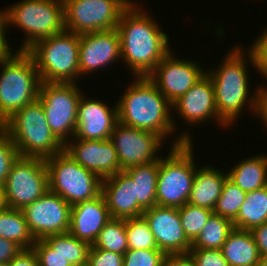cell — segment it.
Instances as JSON below:
<instances>
[{"label":"cell","mask_w":267,"mask_h":266,"mask_svg":"<svg viewBox=\"0 0 267 266\" xmlns=\"http://www.w3.org/2000/svg\"><path fill=\"white\" fill-rule=\"evenodd\" d=\"M139 4L133 1L121 14L117 30L121 61L132 71L133 77H148L171 51V46L168 35Z\"/></svg>","instance_id":"obj_1"},{"label":"cell","mask_w":267,"mask_h":266,"mask_svg":"<svg viewBox=\"0 0 267 266\" xmlns=\"http://www.w3.org/2000/svg\"><path fill=\"white\" fill-rule=\"evenodd\" d=\"M178 212L185 235L191 242L202 231V228L213 213L210 209L198 207L190 203H186L178 208Z\"/></svg>","instance_id":"obj_34"},{"label":"cell","mask_w":267,"mask_h":266,"mask_svg":"<svg viewBox=\"0 0 267 266\" xmlns=\"http://www.w3.org/2000/svg\"><path fill=\"white\" fill-rule=\"evenodd\" d=\"M91 246L109 252L125 254L128 250L125 219L111 218L104 225Z\"/></svg>","instance_id":"obj_31"},{"label":"cell","mask_w":267,"mask_h":266,"mask_svg":"<svg viewBox=\"0 0 267 266\" xmlns=\"http://www.w3.org/2000/svg\"><path fill=\"white\" fill-rule=\"evenodd\" d=\"M191 137L188 131L177 136L171 143L169 154L159 159L156 205L180 208L188 203L198 168Z\"/></svg>","instance_id":"obj_4"},{"label":"cell","mask_w":267,"mask_h":266,"mask_svg":"<svg viewBox=\"0 0 267 266\" xmlns=\"http://www.w3.org/2000/svg\"><path fill=\"white\" fill-rule=\"evenodd\" d=\"M22 212L35 240L69 232L71 205L50 191L25 206Z\"/></svg>","instance_id":"obj_14"},{"label":"cell","mask_w":267,"mask_h":266,"mask_svg":"<svg viewBox=\"0 0 267 266\" xmlns=\"http://www.w3.org/2000/svg\"><path fill=\"white\" fill-rule=\"evenodd\" d=\"M118 123L117 104L109 107L99 99L81 96L78 104L75 139L106 140Z\"/></svg>","instance_id":"obj_20"},{"label":"cell","mask_w":267,"mask_h":266,"mask_svg":"<svg viewBox=\"0 0 267 266\" xmlns=\"http://www.w3.org/2000/svg\"><path fill=\"white\" fill-rule=\"evenodd\" d=\"M48 191V170L45 159L19 156L12 164L4 183L6 206L22 210Z\"/></svg>","instance_id":"obj_12"},{"label":"cell","mask_w":267,"mask_h":266,"mask_svg":"<svg viewBox=\"0 0 267 266\" xmlns=\"http://www.w3.org/2000/svg\"><path fill=\"white\" fill-rule=\"evenodd\" d=\"M128 250L158 249L154 235L143 216L125 219Z\"/></svg>","instance_id":"obj_33"},{"label":"cell","mask_w":267,"mask_h":266,"mask_svg":"<svg viewBox=\"0 0 267 266\" xmlns=\"http://www.w3.org/2000/svg\"><path fill=\"white\" fill-rule=\"evenodd\" d=\"M142 216L154 235L158 249L165 255L189 253L191 241L185 235L178 208L155 205Z\"/></svg>","instance_id":"obj_16"},{"label":"cell","mask_w":267,"mask_h":266,"mask_svg":"<svg viewBox=\"0 0 267 266\" xmlns=\"http://www.w3.org/2000/svg\"><path fill=\"white\" fill-rule=\"evenodd\" d=\"M265 222H267V186L247 192L233 226L251 231Z\"/></svg>","instance_id":"obj_27"},{"label":"cell","mask_w":267,"mask_h":266,"mask_svg":"<svg viewBox=\"0 0 267 266\" xmlns=\"http://www.w3.org/2000/svg\"><path fill=\"white\" fill-rule=\"evenodd\" d=\"M1 127L21 157L45 159L64 150V145L52 133L38 99L16 111Z\"/></svg>","instance_id":"obj_7"},{"label":"cell","mask_w":267,"mask_h":266,"mask_svg":"<svg viewBox=\"0 0 267 266\" xmlns=\"http://www.w3.org/2000/svg\"><path fill=\"white\" fill-rule=\"evenodd\" d=\"M78 86L77 83H40L38 100L52 133L63 145L74 137L76 130L78 104L83 92Z\"/></svg>","instance_id":"obj_10"},{"label":"cell","mask_w":267,"mask_h":266,"mask_svg":"<svg viewBox=\"0 0 267 266\" xmlns=\"http://www.w3.org/2000/svg\"><path fill=\"white\" fill-rule=\"evenodd\" d=\"M243 49L237 43L236 46L229 49L230 52L228 51L222 63L217 65L218 67L206 69V73L213 82L216 110L219 118L228 127H232L234 122L241 117L243 110H252L251 112L254 115L257 111L260 86H257V90L252 91L253 93L250 95L252 89H250L251 82H249V69H247V61L249 60L251 66L257 70L256 58L250 47L248 52L245 50L247 54Z\"/></svg>","instance_id":"obj_2"},{"label":"cell","mask_w":267,"mask_h":266,"mask_svg":"<svg viewBox=\"0 0 267 266\" xmlns=\"http://www.w3.org/2000/svg\"><path fill=\"white\" fill-rule=\"evenodd\" d=\"M233 229L231 220L212 213L202 231L191 242V249H221Z\"/></svg>","instance_id":"obj_29"},{"label":"cell","mask_w":267,"mask_h":266,"mask_svg":"<svg viewBox=\"0 0 267 266\" xmlns=\"http://www.w3.org/2000/svg\"><path fill=\"white\" fill-rule=\"evenodd\" d=\"M64 151L101 179L120 171L118 155L110 139L84 140L73 137L64 145Z\"/></svg>","instance_id":"obj_19"},{"label":"cell","mask_w":267,"mask_h":266,"mask_svg":"<svg viewBox=\"0 0 267 266\" xmlns=\"http://www.w3.org/2000/svg\"><path fill=\"white\" fill-rule=\"evenodd\" d=\"M256 115L264 123L263 127L267 129V85L265 83L259 87Z\"/></svg>","instance_id":"obj_45"},{"label":"cell","mask_w":267,"mask_h":266,"mask_svg":"<svg viewBox=\"0 0 267 266\" xmlns=\"http://www.w3.org/2000/svg\"><path fill=\"white\" fill-rule=\"evenodd\" d=\"M125 171L135 183V198L138 204L144 210L155 206L159 159L148 164L128 168Z\"/></svg>","instance_id":"obj_26"},{"label":"cell","mask_w":267,"mask_h":266,"mask_svg":"<svg viewBox=\"0 0 267 266\" xmlns=\"http://www.w3.org/2000/svg\"><path fill=\"white\" fill-rule=\"evenodd\" d=\"M172 110L179 115L184 123L194 126V124L204 123V121H216L218 126L228 128L219 118L216 110L214 86L211 78L206 73L188 92L172 103Z\"/></svg>","instance_id":"obj_18"},{"label":"cell","mask_w":267,"mask_h":266,"mask_svg":"<svg viewBox=\"0 0 267 266\" xmlns=\"http://www.w3.org/2000/svg\"><path fill=\"white\" fill-rule=\"evenodd\" d=\"M119 59L121 60V46L117 29L80 35V77L111 66L114 62L116 64Z\"/></svg>","instance_id":"obj_17"},{"label":"cell","mask_w":267,"mask_h":266,"mask_svg":"<svg viewBox=\"0 0 267 266\" xmlns=\"http://www.w3.org/2000/svg\"><path fill=\"white\" fill-rule=\"evenodd\" d=\"M261 257L267 256V222L251 230Z\"/></svg>","instance_id":"obj_44"},{"label":"cell","mask_w":267,"mask_h":266,"mask_svg":"<svg viewBox=\"0 0 267 266\" xmlns=\"http://www.w3.org/2000/svg\"><path fill=\"white\" fill-rule=\"evenodd\" d=\"M117 104L118 122L122 125L150 131L169 140L176 122L172 118L171 102L148 77H135ZM169 135V136H168ZM168 136V137H167Z\"/></svg>","instance_id":"obj_3"},{"label":"cell","mask_w":267,"mask_h":266,"mask_svg":"<svg viewBox=\"0 0 267 266\" xmlns=\"http://www.w3.org/2000/svg\"><path fill=\"white\" fill-rule=\"evenodd\" d=\"M2 10L3 9L0 10V56H2L8 50V47L4 39V24H3Z\"/></svg>","instance_id":"obj_46"},{"label":"cell","mask_w":267,"mask_h":266,"mask_svg":"<svg viewBox=\"0 0 267 266\" xmlns=\"http://www.w3.org/2000/svg\"><path fill=\"white\" fill-rule=\"evenodd\" d=\"M21 250L17 243L0 237V264L7 265Z\"/></svg>","instance_id":"obj_41"},{"label":"cell","mask_w":267,"mask_h":266,"mask_svg":"<svg viewBox=\"0 0 267 266\" xmlns=\"http://www.w3.org/2000/svg\"><path fill=\"white\" fill-rule=\"evenodd\" d=\"M0 126L16 111L38 99L40 77L26 50L0 56Z\"/></svg>","instance_id":"obj_5"},{"label":"cell","mask_w":267,"mask_h":266,"mask_svg":"<svg viewBox=\"0 0 267 266\" xmlns=\"http://www.w3.org/2000/svg\"><path fill=\"white\" fill-rule=\"evenodd\" d=\"M161 266H196V264L190 253H183L165 255Z\"/></svg>","instance_id":"obj_43"},{"label":"cell","mask_w":267,"mask_h":266,"mask_svg":"<svg viewBox=\"0 0 267 266\" xmlns=\"http://www.w3.org/2000/svg\"><path fill=\"white\" fill-rule=\"evenodd\" d=\"M247 192L243 191L229 178L226 179L222 193L217 199L213 213L218 214L232 222L237 218L241 205L245 201Z\"/></svg>","instance_id":"obj_32"},{"label":"cell","mask_w":267,"mask_h":266,"mask_svg":"<svg viewBox=\"0 0 267 266\" xmlns=\"http://www.w3.org/2000/svg\"><path fill=\"white\" fill-rule=\"evenodd\" d=\"M176 57L174 51H170L148 76L171 104L206 74L198 62Z\"/></svg>","instance_id":"obj_15"},{"label":"cell","mask_w":267,"mask_h":266,"mask_svg":"<svg viewBox=\"0 0 267 266\" xmlns=\"http://www.w3.org/2000/svg\"><path fill=\"white\" fill-rule=\"evenodd\" d=\"M228 174L214 166H200L196 169L195 177L188 203L214 210L220 197Z\"/></svg>","instance_id":"obj_23"},{"label":"cell","mask_w":267,"mask_h":266,"mask_svg":"<svg viewBox=\"0 0 267 266\" xmlns=\"http://www.w3.org/2000/svg\"><path fill=\"white\" fill-rule=\"evenodd\" d=\"M258 266H267V256L261 257Z\"/></svg>","instance_id":"obj_48"},{"label":"cell","mask_w":267,"mask_h":266,"mask_svg":"<svg viewBox=\"0 0 267 266\" xmlns=\"http://www.w3.org/2000/svg\"><path fill=\"white\" fill-rule=\"evenodd\" d=\"M132 0H63L65 30L78 35L117 29Z\"/></svg>","instance_id":"obj_11"},{"label":"cell","mask_w":267,"mask_h":266,"mask_svg":"<svg viewBox=\"0 0 267 266\" xmlns=\"http://www.w3.org/2000/svg\"><path fill=\"white\" fill-rule=\"evenodd\" d=\"M7 266H39L32 248L21 250Z\"/></svg>","instance_id":"obj_42"},{"label":"cell","mask_w":267,"mask_h":266,"mask_svg":"<svg viewBox=\"0 0 267 266\" xmlns=\"http://www.w3.org/2000/svg\"><path fill=\"white\" fill-rule=\"evenodd\" d=\"M253 41L250 48L256 58L257 72L264 78L263 80H267V28H264L260 36Z\"/></svg>","instance_id":"obj_40"},{"label":"cell","mask_w":267,"mask_h":266,"mask_svg":"<svg viewBox=\"0 0 267 266\" xmlns=\"http://www.w3.org/2000/svg\"><path fill=\"white\" fill-rule=\"evenodd\" d=\"M227 174L228 178L245 192L263 188L267 186V155L245 158Z\"/></svg>","instance_id":"obj_25"},{"label":"cell","mask_w":267,"mask_h":266,"mask_svg":"<svg viewBox=\"0 0 267 266\" xmlns=\"http://www.w3.org/2000/svg\"><path fill=\"white\" fill-rule=\"evenodd\" d=\"M6 203H5V195H4V185L0 184V210L5 209Z\"/></svg>","instance_id":"obj_47"},{"label":"cell","mask_w":267,"mask_h":266,"mask_svg":"<svg viewBox=\"0 0 267 266\" xmlns=\"http://www.w3.org/2000/svg\"><path fill=\"white\" fill-rule=\"evenodd\" d=\"M79 43L80 35L64 30L26 50L35 62L41 82L77 83Z\"/></svg>","instance_id":"obj_8"},{"label":"cell","mask_w":267,"mask_h":266,"mask_svg":"<svg viewBox=\"0 0 267 266\" xmlns=\"http://www.w3.org/2000/svg\"><path fill=\"white\" fill-rule=\"evenodd\" d=\"M124 254L90 247L87 266H123Z\"/></svg>","instance_id":"obj_38"},{"label":"cell","mask_w":267,"mask_h":266,"mask_svg":"<svg viewBox=\"0 0 267 266\" xmlns=\"http://www.w3.org/2000/svg\"><path fill=\"white\" fill-rule=\"evenodd\" d=\"M164 256L159 249L127 250L123 266H161Z\"/></svg>","instance_id":"obj_36"},{"label":"cell","mask_w":267,"mask_h":266,"mask_svg":"<svg viewBox=\"0 0 267 266\" xmlns=\"http://www.w3.org/2000/svg\"><path fill=\"white\" fill-rule=\"evenodd\" d=\"M43 240L72 266H87L91 247L89 243L79 240L69 232L49 235L44 237Z\"/></svg>","instance_id":"obj_30"},{"label":"cell","mask_w":267,"mask_h":266,"mask_svg":"<svg viewBox=\"0 0 267 266\" xmlns=\"http://www.w3.org/2000/svg\"><path fill=\"white\" fill-rule=\"evenodd\" d=\"M32 249L37 257L39 266H72L43 239L36 240Z\"/></svg>","instance_id":"obj_37"},{"label":"cell","mask_w":267,"mask_h":266,"mask_svg":"<svg viewBox=\"0 0 267 266\" xmlns=\"http://www.w3.org/2000/svg\"><path fill=\"white\" fill-rule=\"evenodd\" d=\"M9 134L0 126V184L4 185L12 164L19 157Z\"/></svg>","instance_id":"obj_35"},{"label":"cell","mask_w":267,"mask_h":266,"mask_svg":"<svg viewBox=\"0 0 267 266\" xmlns=\"http://www.w3.org/2000/svg\"><path fill=\"white\" fill-rule=\"evenodd\" d=\"M110 140L118 155L120 170L148 164L161 158L164 139L150 131L137 129L117 123Z\"/></svg>","instance_id":"obj_13"},{"label":"cell","mask_w":267,"mask_h":266,"mask_svg":"<svg viewBox=\"0 0 267 266\" xmlns=\"http://www.w3.org/2000/svg\"><path fill=\"white\" fill-rule=\"evenodd\" d=\"M110 219L109 209L101 192L97 197L71 206L69 233L93 245L99 232Z\"/></svg>","instance_id":"obj_21"},{"label":"cell","mask_w":267,"mask_h":266,"mask_svg":"<svg viewBox=\"0 0 267 266\" xmlns=\"http://www.w3.org/2000/svg\"><path fill=\"white\" fill-rule=\"evenodd\" d=\"M0 237L17 243L22 249L32 248L36 241L22 210L8 207L0 210Z\"/></svg>","instance_id":"obj_28"},{"label":"cell","mask_w":267,"mask_h":266,"mask_svg":"<svg viewBox=\"0 0 267 266\" xmlns=\"http://www.w3.org/2000/svg\"><path fill=\"white\" fill-rule=\"evenodd\" d=\"M49 191L61 196L71 206L97 197L102 192V179L85 169L64 150L45 158Z\"/></svg>","instance_id":"obj_9"},{"label":"cell","mask_w":267,"mask_h":266,"mask_svg":"<svg viewBox=\"0 0 267 266\" xmlns=\"http://www.w3.org/2000/svg\"><path fill=\"white\" fill-rule=\"evenodd\" d=\"M221 251L229 266H258L261 255L251 231L234 228Z\"/></svg>","instance_id":"obj_24"},{"label":"cell","mask_w":267,"mask_h":266,"mask_svg":"<svg viewBox=\"0 0 267 266\" xmlns=\"http://www.w3.org/2000/svg\"><path fill=\"white\" fill-rule=\"evenodd\" d=\"M2 12L4 39L10 50L11 44L6 39L10 24L21 29L26 36L17 50H27L35 42L65 30L63 0H21Z\"/></svg>","instance_id":"obj_6"},{"label":"cell","mask_w":267,"mask_h":266,"mask_svg":"<svg viewBox=\"0 0 267 266\" xmlns=\"http://www.w3.org/2000/svg\"><path fill=\"white\" fill-rule=\"evenodd\" d=\"M102 194L111 218H136L145 211L135 198V183L125 170L102 179Z\"/></svg>","instance_id":"obj_22"},{"label":"cell","mask_w":267,"mask_h":266,"mask_svg":"<svg viewBox=\"0 0 267 266\" xmlns=\"http://www.w3.org/2000/svg\"><path fill=\"white\" fill-rule=\"evenodd\" d=\"M196 266H229L221 249H190Z\"/></svg>","instance_id":"obj_39"}]
</instances>
